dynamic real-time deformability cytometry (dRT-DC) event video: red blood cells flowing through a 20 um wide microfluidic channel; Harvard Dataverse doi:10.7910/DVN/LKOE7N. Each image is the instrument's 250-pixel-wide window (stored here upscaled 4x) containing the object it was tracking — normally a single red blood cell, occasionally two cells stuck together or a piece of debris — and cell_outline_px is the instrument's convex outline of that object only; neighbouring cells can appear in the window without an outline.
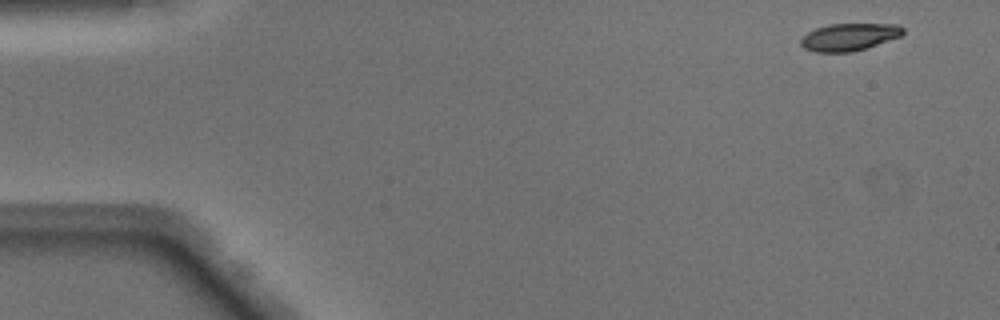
{"species": "Egyptian fruit bat (a non-hibernating species)", "species_latin": "Rousettus aegyptiacus", "temperature_condition": "warm", "stored_images_in_passage": 41, "camera_frame_rate_fps": 3000, "um_per_image_px": 0.085, "animal": {"sex": "male"}, "frame": {"image": 1, "passage_image": 1, "time_ms": 0.0, "image_size_px": [1000, 320], "cell_outline_px": [[904, 32], [900, 36], [852, 52], [816, 52], [804, 48], [800, 44], [800, 40], [808, 32], [816, 28], [828, 24], [900, 24], [904, 28]], "centroid_in_image_um": [72.17, 3.13], "position_along_channel_um": 12.8, "area_um2": 16.13}}
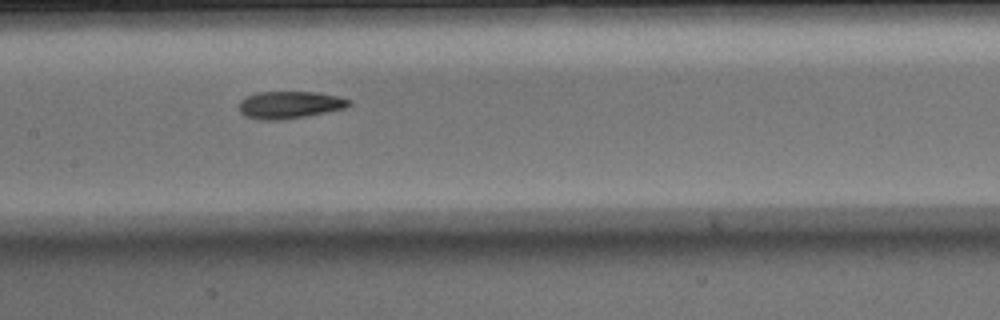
{"frame": {"image": 2, "passage_image": 22, "time_ms": 7.0, "image_size_px": [1000, 320], "cell_outline_px": [[352, 104], [344, 108], [284, 120], [264, 120], [248, 116], [240, 112], [240, 100], [248, 96], [260, 92], [316, 92], [340, 96], [352, 100]], "centroid_in_image_um": [24.67, 8.9], "position_along_channel_um": 182.7, "area_um2": 17.28}}
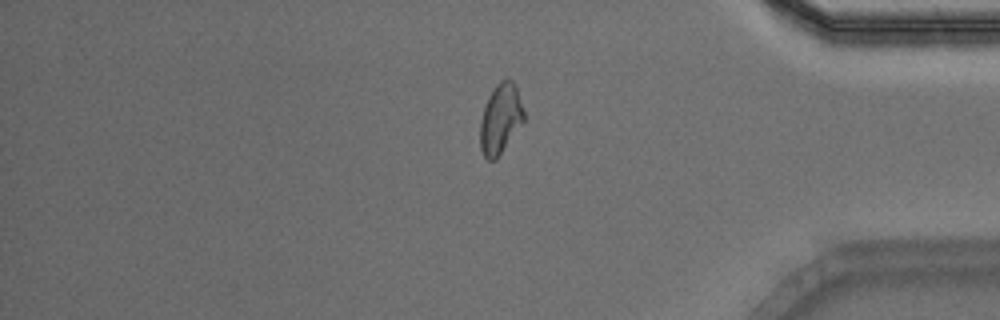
{"frame": {"image": 3, "passage_image": 39, "time_ms": 12.667, "image_size_px": [1000, 320], "cell_outline_px": [[524, 120], [496, 160], [488, 160], [484, 156], [480, 148], [480, 120], [488, 96], [496, 84], [500, 80], [512, 80], [516, 84], [524, 112]], "centroid_in_image_um": [42.53, 10.09], "position_along_channel_um": 392.7, "area_um2": 17.74}, "authors_computed_cell_mechanics": {"area_um2": 17.5712, "velocity_mm_per_s": 4.1205, "shape_relaxation_time_tau1_ms": 7.1678, "shape_relaxation_time_tau2_ms": 3.003, "deformation_change_tau1": 0.2183, "deformation_change_tau2": 0.0937}}